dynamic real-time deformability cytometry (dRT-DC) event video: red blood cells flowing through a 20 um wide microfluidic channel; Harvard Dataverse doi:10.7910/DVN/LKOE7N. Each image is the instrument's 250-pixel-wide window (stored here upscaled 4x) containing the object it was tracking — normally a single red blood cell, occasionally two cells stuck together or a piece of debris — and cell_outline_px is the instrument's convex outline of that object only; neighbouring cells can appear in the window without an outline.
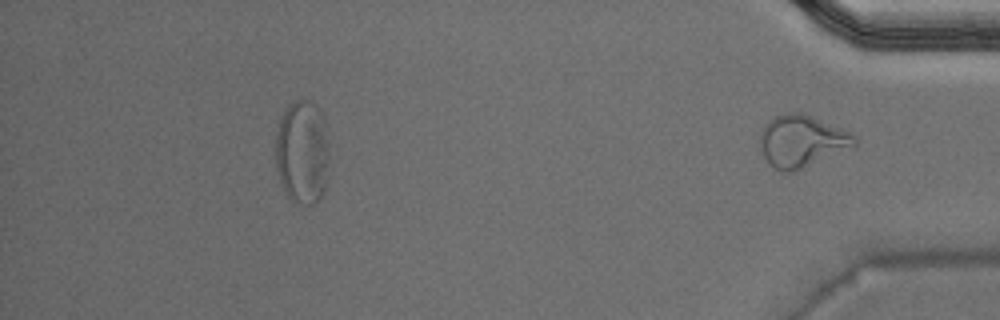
{"species": "Egyptian fruit bat (a non-hibernating species)", "species_latin": "Rousettus aegyptiacus", "temperature_condition": "warm", "stored_images_in_passage": 34, "segment_of_instrument_passage": [2, 2], "camera_frame_rate_fps": 3000, "um_per_image_px": 0.085, "animal": {"sex": "male"}, "frame": {"image": 1, "passage_image": 34, "time_ms": 11.0, "image_size_px": [1000, 320], "cell_outline_px": [[856, 144], [852, 148], [792, 172], [784, 172], [776, 168], [760, 152], [760, 132], [764, 124], [768, 120], [784, 112], [800, 112], [852, 132], [856, 136]], "centroid_in_image_um": [68.15, 11.97], "position_along_channel_um": 367.0, "area_um2": 28.55}}